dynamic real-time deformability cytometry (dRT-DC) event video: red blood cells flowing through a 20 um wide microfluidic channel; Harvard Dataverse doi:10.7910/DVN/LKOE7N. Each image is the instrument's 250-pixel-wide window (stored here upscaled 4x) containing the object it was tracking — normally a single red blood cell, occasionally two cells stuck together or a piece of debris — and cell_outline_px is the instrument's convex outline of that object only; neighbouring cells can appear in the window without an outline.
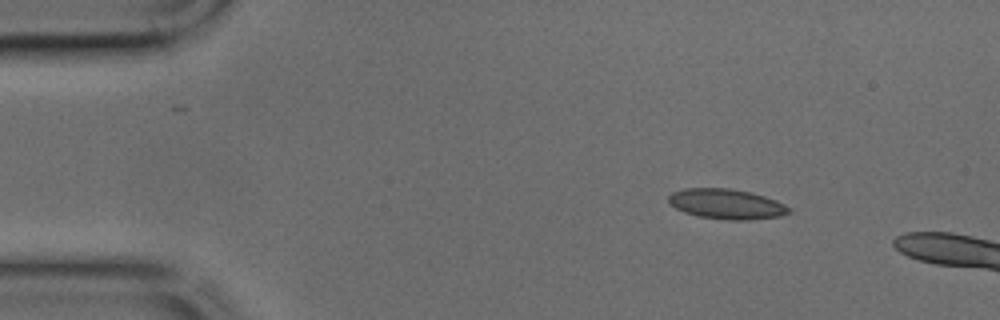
{"species": "common noctule bat (a hibernating species)", "species_latin": "Nyctalus noctula", "temperature_condition": "cold", "stored_images_in_passage": 6, "camera_frame_rate_fps": 3000, "um_per_image_px": 0.085, "animal": {"sex": "male", "body_mass_g": 17.9, "forearm_length_mm": 54.2}, "frame": {"image": 1, "passage_image": 1, "time_ms": 0.0, "image_size_px": [1000, 320], "cell_outline_px": [[792, 212], [780, 216], [748, 220], [728, 220], [700, 216], [684, 212], [668, 204], [668, 196], [672, 192], [684, 188], [728, 188], [752, 192], [776, 200], [792, 208]], "centroid_in_image_um": [61.76, 17.33], "position_along_channel_um": 23.2, "area_um2": 21.27}}